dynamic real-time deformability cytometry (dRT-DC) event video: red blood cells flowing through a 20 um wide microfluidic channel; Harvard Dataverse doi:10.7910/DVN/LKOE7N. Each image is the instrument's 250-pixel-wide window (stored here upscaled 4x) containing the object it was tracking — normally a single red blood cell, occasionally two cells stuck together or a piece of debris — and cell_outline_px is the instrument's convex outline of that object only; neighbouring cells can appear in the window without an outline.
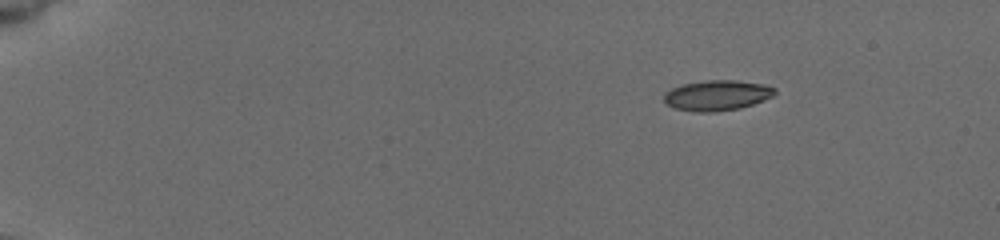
{"species": "common noctule bat (a hibernating species)", "species_latin": "Nyctalus noctula", "temperature_condition": "cold", "stored_images_in_passage": 7, "camera_frame_rate_fps": 3000, "um_per_image_px": 0.085, "animal": {"sex": "female", "body_mass_g": 19.5, "forearm_length_mm": 54.1}, "frame": {"image": 1, "passage_image": 1, "time_ms": 0.0, "image_size_px": [1000, 240], "cell_outline_px": [[776, 92], [772, 96], [764, 100], [740, 108], [712, 112], [696, 112], [676, 108], [668, 104], [664, 100], [664, 92], [672, 88], [684, 84], [708, 80], [736, 80], [764, 84], [776, 88]], "centroid_in_image_um": [60.97, 8.1], "position_along_channel_um": 24.0, "area_um2": 19.48}}
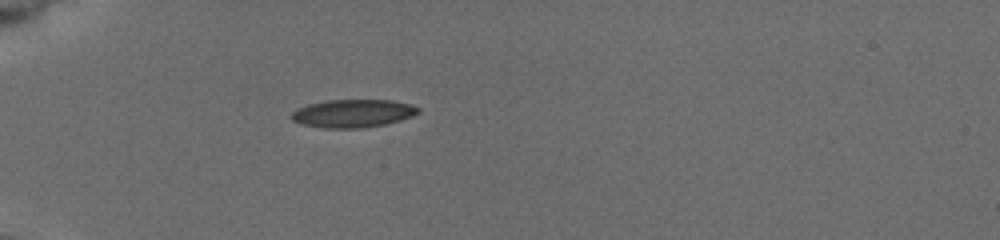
{"frame": {"image": 2, "passage_image": 5, "time_ms": 3.333, "image_size_px": [1000, 240], "cell_outline_px": [[420, 112], [412, 116], [400, 120], [384, 124], [360, 128], [324, 128], [304, 124], [292, 120], [292, 112], [296, 108], [308, 104], [328, 100], [392, 100], [408, 104], [420, 108]], "centroid_in_image_um": [29.99, 9.63], "position_along_channel_um": 55.0, "area_um2": 20.52}}
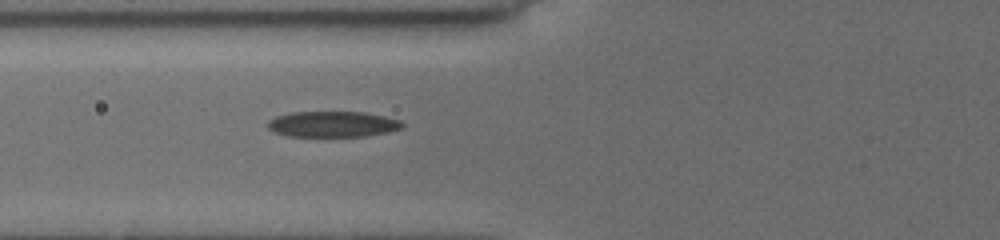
{"frame": {"image": 3, "passage_image": 7, "time_ms": 5.0, "image_size_px": [1000, 240], "cell_outline_px": [[404, 128], [388, 132], [364, 136], [288, 136], [276, 132], [268, 128], [268, 120], [276, 116], [292, 112], [364, 112], [384, 116], [400, 120], [404, 124]], "centroid_in_image_um": [28.3, 10.55], "position_along_channel_um": 97.5, "area_um2": 20.17}}